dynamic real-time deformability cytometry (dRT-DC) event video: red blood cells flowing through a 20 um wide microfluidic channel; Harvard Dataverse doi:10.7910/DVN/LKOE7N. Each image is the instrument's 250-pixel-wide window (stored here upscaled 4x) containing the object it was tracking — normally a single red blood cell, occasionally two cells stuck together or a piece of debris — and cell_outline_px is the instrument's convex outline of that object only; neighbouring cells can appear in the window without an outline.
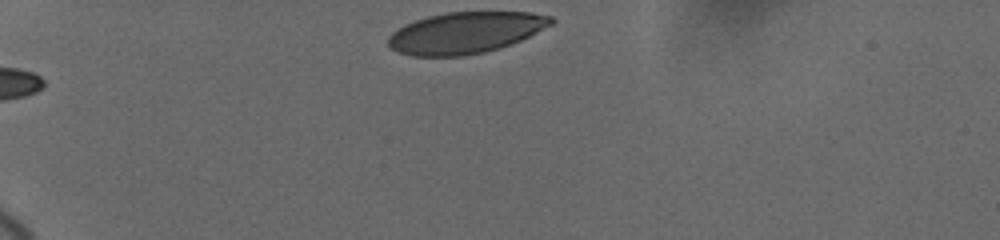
{"species": "human", "species_latin": "Homo sapiens", "temperature_condition": "cold", "stored_images_in_passage": 3, "camera_frame_rate_fps": 3000, "um_per_image_px": 0.085, "donor": {"sex": "female"}, "frame": {"image": 1, "passage_image": 1, "time_ms": 0.0, "image_size_px": [1000, 240], "cell_outline_px": [[556, 20], [552, 24], [520, 40], [500, 48], [484, 52], [464, 56], [412, 56], [400, 52], [392, 48], [388, 44], [388, 36], [392, 32], [404, 24], [428, 16], [448, 12], [532, 12], [552, 16]], "centroid_in_image_um": [39.56, 2.77], "position_along_channel_um": 45.4, "area_um2": 39.19}}
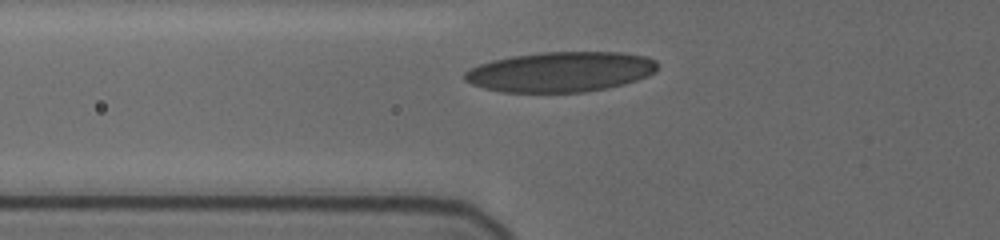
{"frame": {"image": 2, "passage_image": 3, "time_ms": 2.333, "image_size_px": [1000, 240], "cell_outline_px": [[656, 72], [648, 76], [624, 84], [608, 88], [584, 92], [504, 92], [484, 88], [472, 84], [464, 80], [464, 72], [468, 68], [492, 60], [512, 56], [544, 52], [624, 52], [648, 56], [656, 60]], "centroid_in_image_um": [47.66, 6.1], "position_along_channel_um": 78.1, "area_um2": 45.32}}